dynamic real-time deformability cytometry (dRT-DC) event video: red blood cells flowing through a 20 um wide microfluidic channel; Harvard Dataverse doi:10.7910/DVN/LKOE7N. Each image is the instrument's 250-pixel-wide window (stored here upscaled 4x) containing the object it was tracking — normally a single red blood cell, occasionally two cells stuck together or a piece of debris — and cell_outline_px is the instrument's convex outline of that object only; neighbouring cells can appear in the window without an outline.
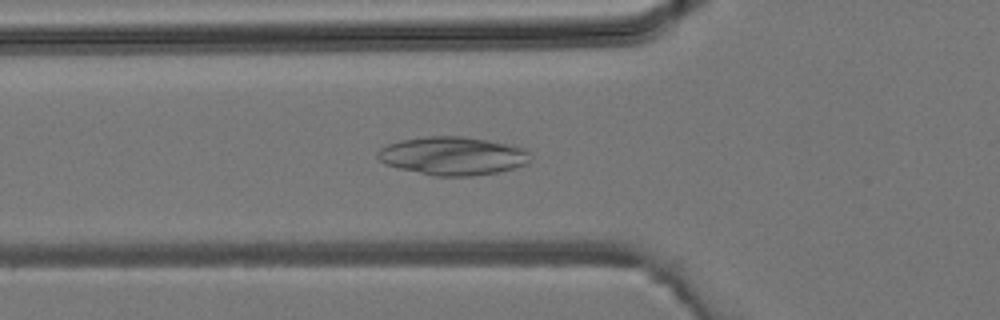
{"species": "common noctule bat (a hibernating species)", "species_latin": "Nyctalus noctula", "temperature_condition": "room temperature", "stored_images_in_passage": 27, "camera_frame_rate_fps": 3000, "um_per_image_px": 0.085, "animal": {"sex": "male", "body_mass_g": 19.2, "forearm_length_mm": 51.8}, "frame": {"image": 1, "passage_image": 4, "time_ms": 1.0, "image_size_px": [1000, 320], "cell_outline_px": [[532, 160], [524, 164], [500, 172], [468, 176], [436, 176], [400, 168], [384, 164], [376, 156], [376, 152], [380, 148], [388, 144], [400, 140], [424, 136], [460, 136], [488, 140], [512, 144], [528, 148], [532, 156]], "centroid_in_image_um": [38.52, 13.24], "position_along_channel_um": 87.3, "area_um2": 34.39}}
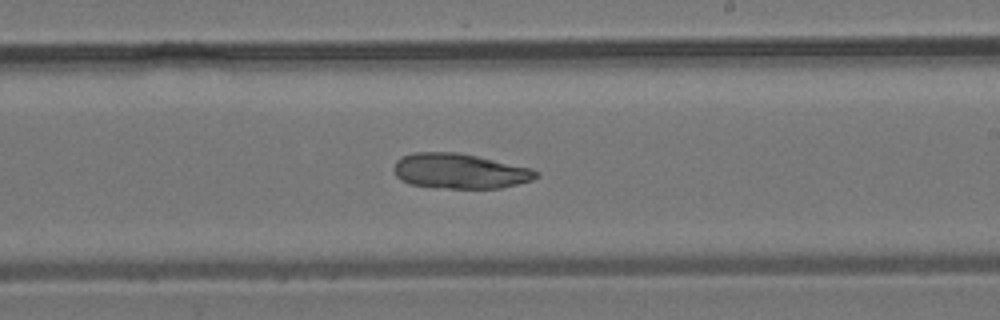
{"frame": {"image": 2, "passage_image": 14, "time_ms": 4.333, "image_size_px": [1000, 320], "cell_outline_px": [[540, 176], [532, 180], [500, 188], [448, 188], [408, 184], [400, 180], [396, 176], [392, 168], [396, 160], [412, 152], [456, 152], [476, 156], [532, 168], [540, 172]], "centroid_in_image_um": [39.07, 14.54], "position_along_channel_um": 249.9, "area_um2": 29.13}}
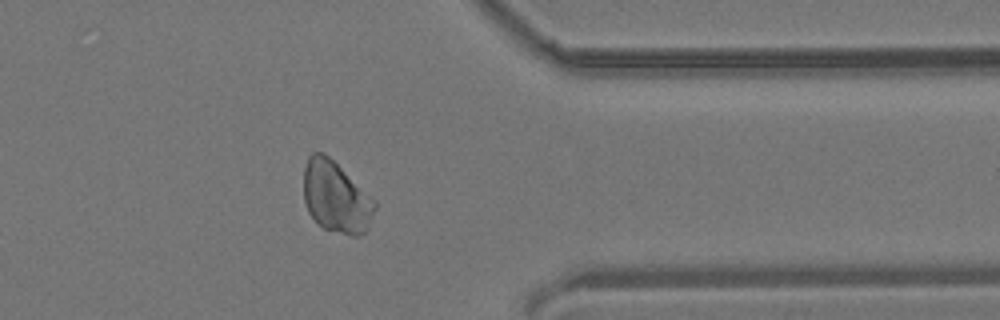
{"frame": {"image": 3, "passage_image": 23, "time_ms": 7.333, "image_size_px": [1000, 320], "cell_outline_px": [[376, 208], [368, 228], [360, 236], [352, 236], [324, 228], [308, 212], [304, 200], [304, 168], [308, 156], [312, 152], [324, 152], [376, 200]], "centroid_in_image_um": [28.57, 16.74], "position_along_channel_um": 382.8, "area_um2": 29.54}}